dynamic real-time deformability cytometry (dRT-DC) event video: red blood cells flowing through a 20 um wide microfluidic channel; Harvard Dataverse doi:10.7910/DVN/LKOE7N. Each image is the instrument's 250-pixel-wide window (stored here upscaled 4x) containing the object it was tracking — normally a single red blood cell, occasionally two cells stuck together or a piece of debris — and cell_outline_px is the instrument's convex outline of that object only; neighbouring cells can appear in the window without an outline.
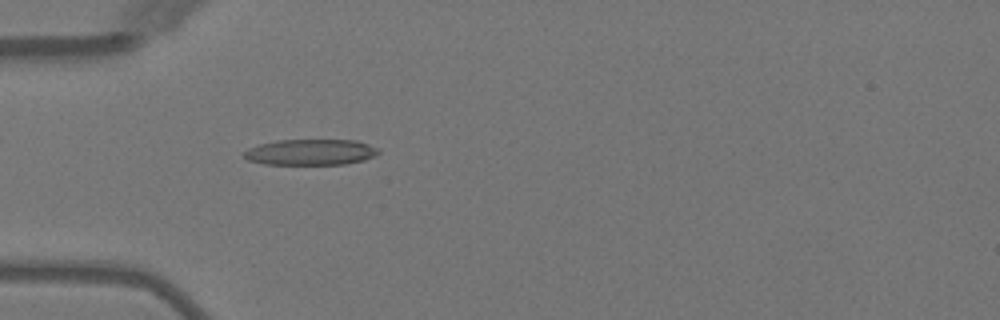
{"species": "Egyptian fruit bat (a non-hibernating species)", "species_latin": "Rousettus aegyptiacus", "temperature_condition": "warm", "stored_images_in_passage": 3, "camera_frame_rate_fps": 3000, "um_per_image_px": 0.085, "animal": {"sex": "female"}, "frame": {"image": 1, "passage_image": 3, "time_ms": 2.333, "image_size_px": [1000, 320], "cell_outline_px": [[380, 152], [376, 156], [364, 160], [344, 164], [264, 164], [248, 160], [244, 156], [244, 152], [248, 148], [260, 144], [276, 140], [356, 140], [368, 144], [376, 148]], "centroid_in_image_um": [26.41, 12.93], "position_along_channel_um": 58.6, "area_um2": 20.23}}